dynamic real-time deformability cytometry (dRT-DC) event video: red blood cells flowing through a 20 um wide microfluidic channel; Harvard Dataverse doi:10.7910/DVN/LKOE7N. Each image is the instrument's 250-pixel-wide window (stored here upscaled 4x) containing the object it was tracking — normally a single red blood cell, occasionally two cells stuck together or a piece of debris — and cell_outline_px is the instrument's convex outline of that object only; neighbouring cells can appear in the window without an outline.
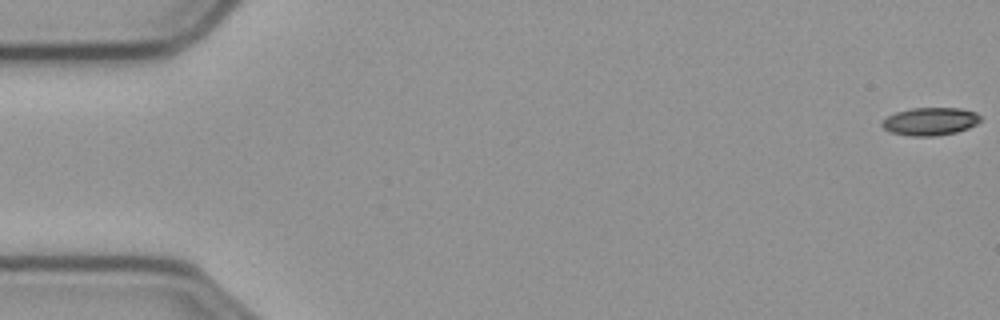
{"species": "common noctule bat (a hibernating species)", "species_latin": "Nyctalus noctula", "temperature_condition": "cold", "stored_images_in_passage": 58, "camera_frame_rate_fps": 3000, "um_per_image_px": 0.085, "animal": {"sex": "male", "body_mass_g": 23.1, "forearm_length_mm": 52.7}, "frame": {"image": 1, "passage_image": 1, "time_ms": 0.0, "image_size_px": [1000, 320], "cell_outline_px": [[980, 120], [976, 124], [968, 128], [956, 132], [936, 136], [912, 136], [892, 132], [884, 128], [880, 124], [888, 116], [896, 112], [912, 108], [960, 108], [976, 112], [980, 116]], "centroid_in_image_um": [79.08, 10.31], "position_along_channel_um": 5.9, "area_um2": 15.84}}
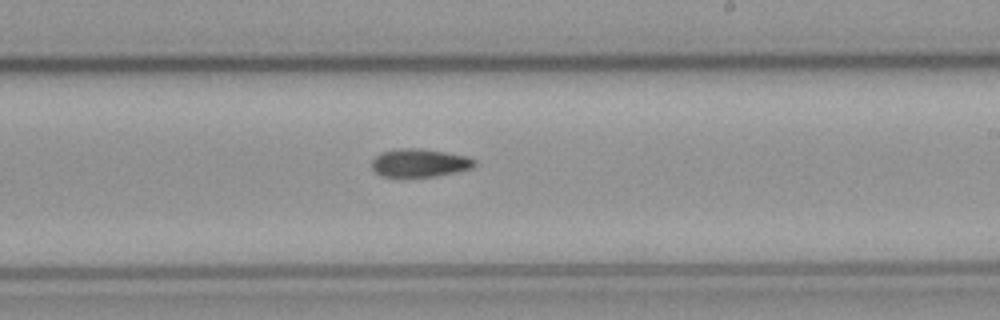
{"frame": {"image": 2, "passage_image": 34, "time_ms": 11.0, "image_size_px": [1000, 320], "cell_outline_px": [[476, 164], [472, 168], [456, 172], [432, 176], [380, 176], [372, 168], [372, 160], [380, 152], [400, 148], [420, 148], [468, 156], [476, 160]], "centroid_in_image_um": [35.67, 13.83], "position_along_channel_um": 253.3, "area_um2": 16.76}}
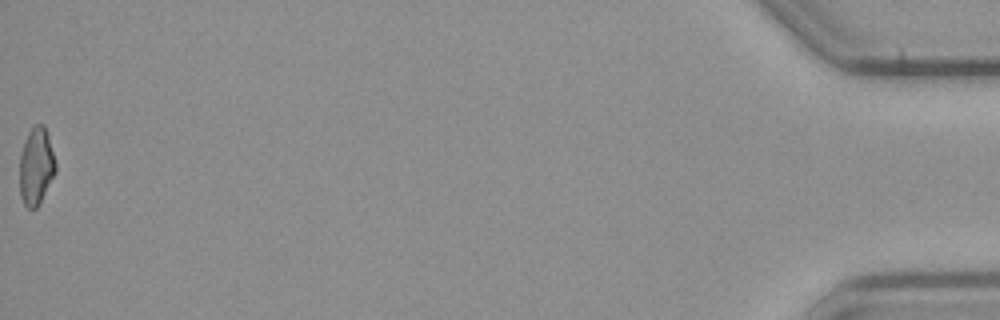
{"frame": {"image": 3, "passage_image": 58, "time_ms": 19.0, "image_size_px": [1000, 320], "cell_outline_px": [[56, 172], [36, 208], [28, 208], [24, 204], [20, 196], [20, 156], [28, 132], [36, 124], [44, 124], [48, 136], [56, 164]], "centroid_in_image_um": [3.07, 14.13], "position_along_channel_um": 432.1, "area_um2": 15.9}}